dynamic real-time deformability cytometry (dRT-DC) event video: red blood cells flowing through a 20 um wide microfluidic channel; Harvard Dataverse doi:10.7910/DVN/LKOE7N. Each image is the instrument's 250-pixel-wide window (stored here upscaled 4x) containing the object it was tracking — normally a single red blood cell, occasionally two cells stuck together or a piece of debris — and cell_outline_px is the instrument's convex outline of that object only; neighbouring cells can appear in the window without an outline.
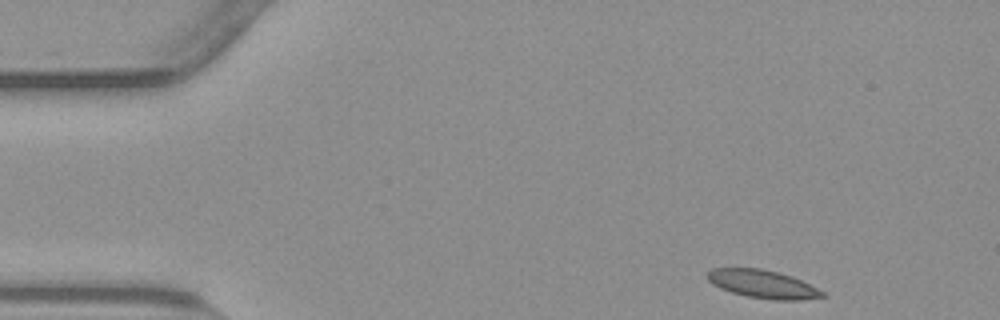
{"species": "common noctule bat (a hibernating species)", "species_latin": "Nyctalus noctula", "temperature_condition": "warm", "stored_images_in_passage": 49, "camera_frame_rate_fps": 3000, "um_per_image_px": 0.085, "animal": {"sex": "male", "body_mass_g": 23.1, "forearm_length_mm": 52.7}, "frame": {"image": 1, "passage_image": 1, "time_ms": 0.0, "image_size_px": [1000, 320], "cell_outline_px": [[828, 296], [800, 300], [776, 300], [748, 296], [732, 292], [720, 288], [712, 284], [708, 280], [708, 272], [712, 268], [760, 268], [776, 272], [800, 280], [824, 292]], "centroid_in_image_um": [64.82, 24.15], "position_along_channel_um": 20.2, "area_um2": 18.5}}
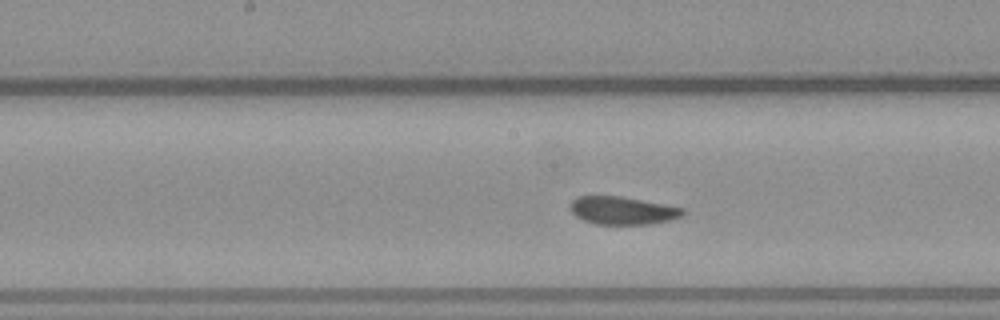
{"frame": {"image": 2, "passage_image": 22, "time_ms": 7.0, "image_size_px": [1000, 320], "cell_outline_px": [[684, 212], [680, 216], [668, 220], [648, 224], [596, 224], [584, 220], [576, 216], [572, 212], [568, 204], [576, 196], [620, 196], [684, 208]], "centroid_in_image_um": [52.85, 17.88], "position_along_channel_um": 195.4, "area_um2": 18.09}}
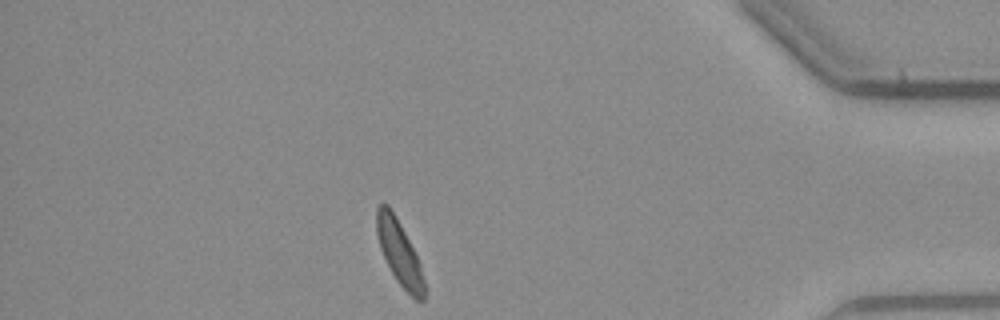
{"frame": {"image": 3, "passage_image": 42, "time_ms": 13.667, "image_size_px": [1000, 320], "cell_outline_px": [[424, 300], [416, 300], [396, 280], [380, 248], [376, 232], [376, 208], [380, 204], [388, 204], [396, 216], [416, 256], [424, 280]], "centroid_in_image_um": [33.9, 21.44], "position_along_channel_um": 401.3, "area_um2": 17.22}, "authors_computed_cell_mechanics": {"area_um2": 18.496, "velocity_mm_per_s": 3.7768, "shape_relaxation_time_tau1_ms": 4.2745, "shape_relaxation_time_tau2_ms": null, "deformation_change_tau1": 0.1129, "deformation_change_tau2": null}}